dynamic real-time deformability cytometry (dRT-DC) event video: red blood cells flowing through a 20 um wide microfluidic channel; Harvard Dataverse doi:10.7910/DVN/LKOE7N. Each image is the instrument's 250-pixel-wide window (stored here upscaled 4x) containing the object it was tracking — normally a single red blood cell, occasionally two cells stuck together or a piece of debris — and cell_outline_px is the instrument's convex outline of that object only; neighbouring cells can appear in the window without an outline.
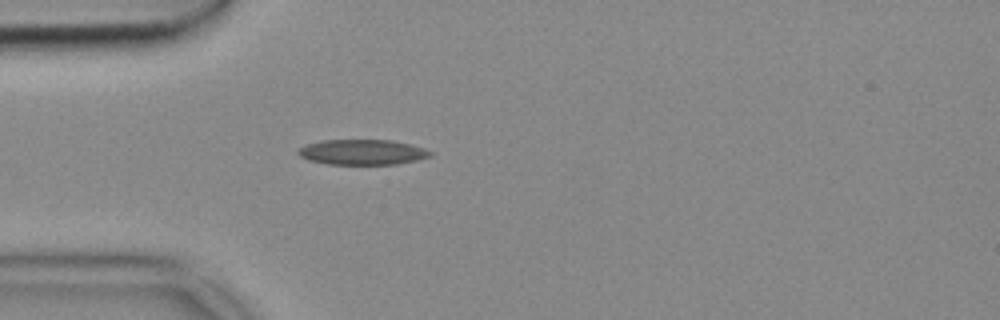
{"species": "common noctule bat (a hibernating species)", "species_latin": "Nyctalus noctula", "temperature_condition": "cold", "stored_images_in_passage": 39, "camera_frame_rate_fps": 3000, "um_per_image_px": 0.085, "animal": {"sex": "female", "body_mass_g": 18.4}, "frame": {"image": 1, "passage_image": 1, "time_ms": 0.0, "image_size_px": [1000, 320], "cell_outline_px": [[432, 156], [416, 160], [396, 164], [328, 164], [308, 160], [300, 156], [296, 152], [300, 148], [308, 144], [324, 140], [392, 140], [424, 148], [432, 152]], "centroid_in_image_um": [30.8, 12.93], "position_along_channel_um": 54.2, "area_um2": 19.31}}
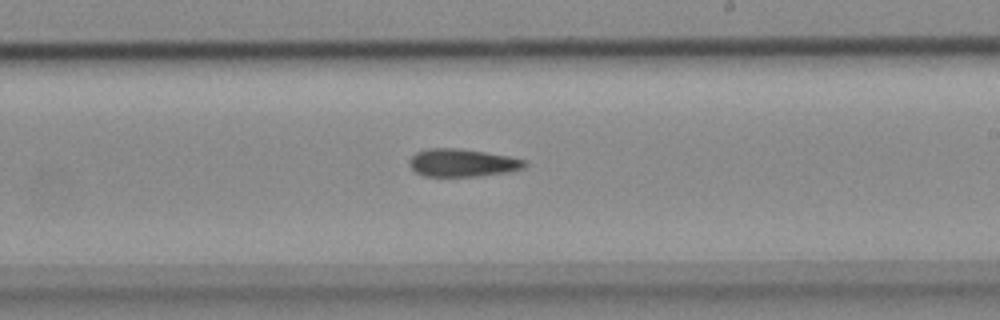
{"frame": {"image": 2, "passage_image": 17, "time_ms": 5.333, "image_size_px": [1000, 320], "cell_outline_px": [[528, 164], [524, 168], [508, 172], [480, 176], [424, 176], [416, 172], [408, 164], [408, 160], [416, 152], [428, 148], [460, 148], [508, 156], [528, 160]], "centroid_in_image_um": [39.31, 13.83], "position_along_channel_um": 249.7, "area_um2": 18.84}}
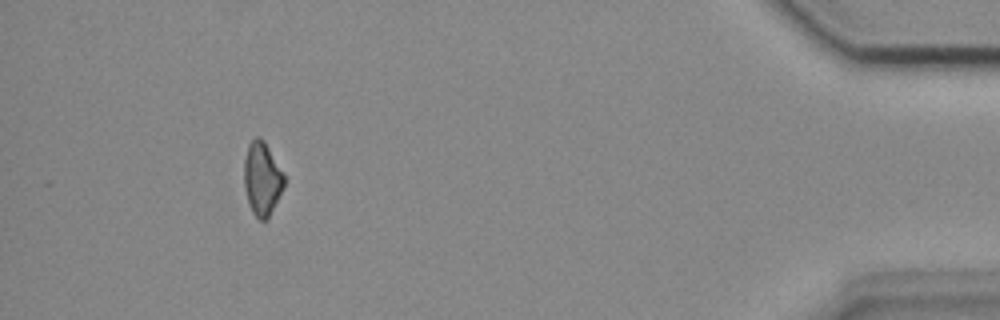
{"frame": {"image": 3, "passage_image": 35, "time_ms": 11.333, "image_size_px": [1000, 320], "cell_outline_px": [[284, 188], [268, 220], [260, 220], [252, 212], [248, 204], [244, 188], [244, 160], [248, 144], [256, 136], [260, 136], [264, 140], [284, 176]], "centroid_in_image_um": [22.26, 15.22], "position_along_channel_um": 412.9, "area_um2": 17.22}}